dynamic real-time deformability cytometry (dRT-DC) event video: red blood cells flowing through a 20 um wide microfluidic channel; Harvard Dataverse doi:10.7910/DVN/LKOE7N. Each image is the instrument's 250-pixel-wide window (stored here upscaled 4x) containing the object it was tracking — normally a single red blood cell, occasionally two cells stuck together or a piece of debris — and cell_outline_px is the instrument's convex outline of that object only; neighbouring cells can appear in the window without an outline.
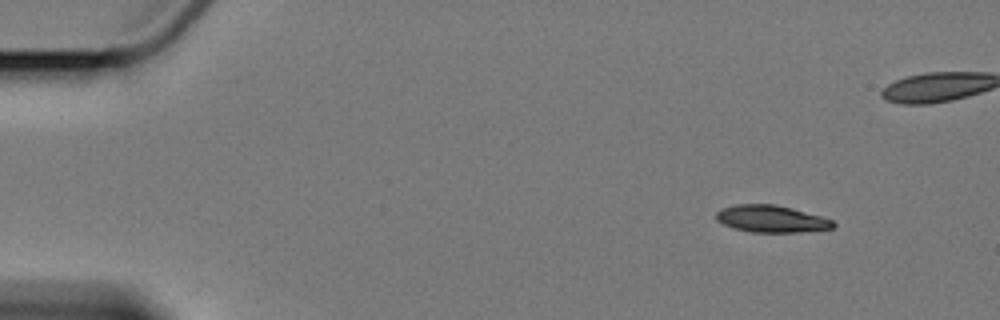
{"species": "Egyptian fruit bat (a non-hibernating species)", "species_latin": "Rousettus aegyptiacus", "temperature_condition": "cold", "stored_images_in_passage": 9, "camera_frame_rate_fps": 3000, "um_per_image_px": 0.085, "animal": {"sex": "female"}, "frame": {"image": 1, "passage_image": 1, "time_ms": 0.0, "image_size_px": [1000, 320], "cell_outline_px": [[836, 224], [832, 228], [800, 232], [752, 232], [732, 228], [716, 220], [716, 212], [720, 208], [736, 204], [776, 204], [792, 208], [820, 216], [832, 220]], "centroid_in_image_um": [65.52, 18.59], "position_along_channel_um": 19.5, "area_um2": 18.44}}
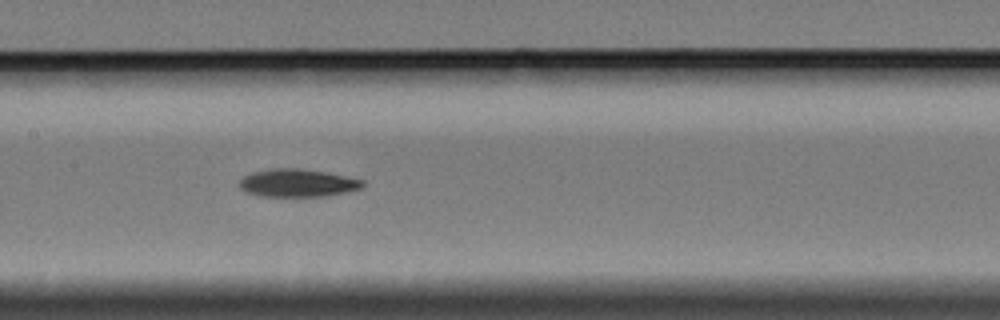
{"frame": {"image": 2, "passage_image": 7, "time_ms": 7.667, "image_size_px": [1000, 320], "cell_outline_px": [[364, 184], [360, 188], [344, 192], [324, 196], [260, 196], [248, 192], [240, 188], [240, 180], [244, 176], [252, 172], [272, 168], [296, 168], [324, 172], [364, 180]], "centroid_in_image_um": [25.26, 15.55], "position_along_channel_um": 182.1, "area_um2": 19.65}}
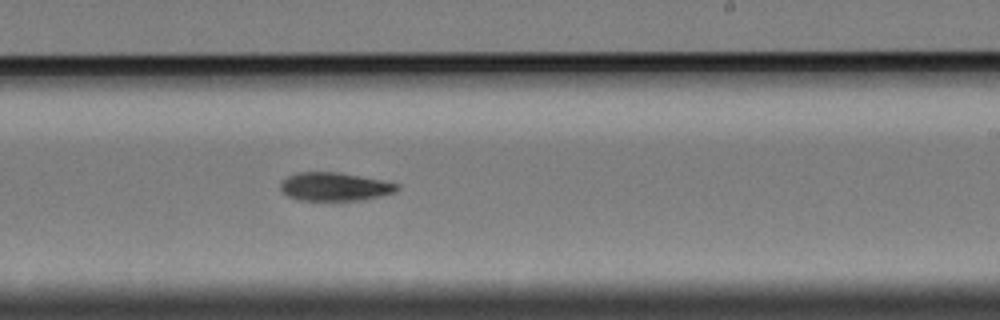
{"frame": {"image": 3, "passage_image": 9, "time_ms": 10.0, "image_size_px": [1000, 320], "cell_outline_px": [[400, 188], [396, 192], [360, 200], [300, 200], [288, 196], [280, 188], [280, 184], [288, 176], [300, 172], [336, 172], [380, 180], [400, 184]], "centroid_in_image_um": [28.46, 15.87], "position_along_channel_um": 260.5, "area_um2": 18.96}}